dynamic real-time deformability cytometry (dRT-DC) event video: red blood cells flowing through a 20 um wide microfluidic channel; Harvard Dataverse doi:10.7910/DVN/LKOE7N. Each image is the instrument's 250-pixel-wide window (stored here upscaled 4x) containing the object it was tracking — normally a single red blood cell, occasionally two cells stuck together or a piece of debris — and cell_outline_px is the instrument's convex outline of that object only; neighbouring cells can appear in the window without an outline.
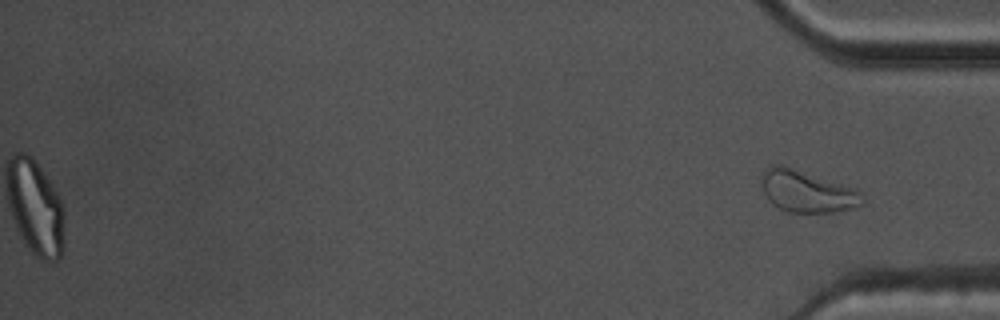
{"species": "common noctule bat (a hibernating species)", "species_latin": "Nyctalus noctula", "temperature_condition": "warm", "stored_images_in_passage": 51, "segment_of_instrument_passage": [2, 2], "camera_frame_rate_fps": 3000, "um_per_image_px": 0.085, "animal": {"sex": "male", "body_mass_g": 17.5, "forearm_length_mm": 52.3}, "frame": {"image": 1, "passage_image": 51, "time_ms": 16.667, "image_size_px": [1000, 320], "cell_outline_px": [[864, 204], [852, 208], [832, 212], [788, 212], [772, 204], [768, 200], [764, 192], [760, 176], [764, 168], [772, 164], [784, 164], [852, 188], [860, 192], [864, 200]], "centroid_in_image_um": [68.53, 16.25], "position_along_channel_um": 366.7, "area_um2": 24.57}}